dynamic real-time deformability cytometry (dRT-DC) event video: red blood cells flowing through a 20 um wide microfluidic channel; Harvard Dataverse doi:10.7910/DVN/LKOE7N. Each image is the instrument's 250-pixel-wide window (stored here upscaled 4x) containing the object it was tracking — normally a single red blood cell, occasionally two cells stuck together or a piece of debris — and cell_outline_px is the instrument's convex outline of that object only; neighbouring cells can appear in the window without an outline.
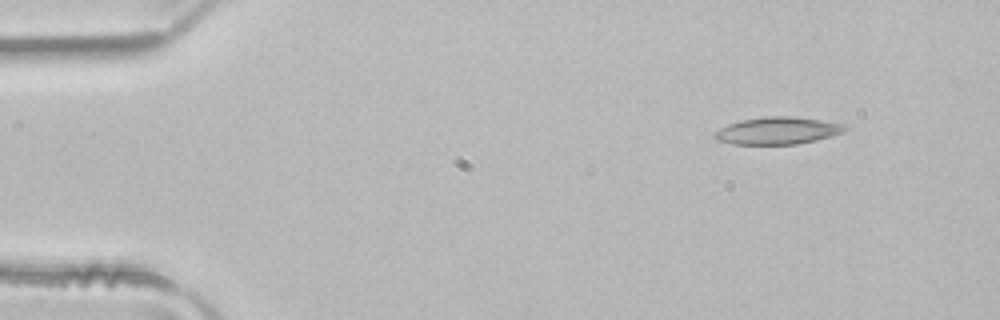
{"species": "common noctule bat (a hibernating species)", "species_latin": "Nyctalus noctula", "temperature_condition": "room temperature", "stored_images_in_passage": 5, "camera_frame_rate_fps": 3000, "um_per_image_px": 0.085, "animal": {"sex": "male", "body_mass_g": 21.5, "forearm_length_mm": 52.0}, "frame": {"image": 1, "passage_image": 5, "time_ms": 1.333, "image_size_px": [1000, 320], "cell_outline_px": [[848, 128], [832, 136], [816, 140], [796, 144], [732, 144], [716, 140], [712, 136], [712, 132], [728, 124], [740, 120], [764, 116], [792, 116], [820, 120], [844, 124]], "centroid_in_image_um": [66.03, 11.1], "position_along_channel_um": 19.0, "area_um2": 20.75}}